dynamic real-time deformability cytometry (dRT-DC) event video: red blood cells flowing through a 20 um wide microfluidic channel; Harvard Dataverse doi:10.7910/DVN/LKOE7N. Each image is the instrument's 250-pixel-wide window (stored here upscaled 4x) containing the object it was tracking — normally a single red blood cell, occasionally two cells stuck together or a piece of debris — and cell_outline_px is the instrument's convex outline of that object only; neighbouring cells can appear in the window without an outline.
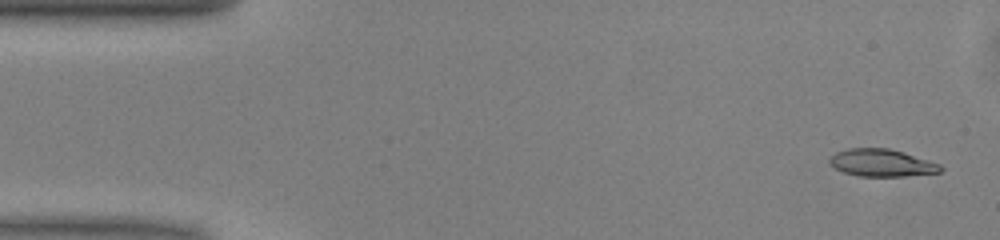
{"species": "common noctule bat (a hibernating species)", "species_latin": "Nyctalus noctula", "temperature_condition": "warm", "stored_images_in_passage": 50, "camera_frame_rate_fps": 3000, "um_per_image_px": 0.085, "animal": {"sex": "male", "body_mass_g": 13.0, "forearm_length_mm": 53.1}, "frame": {"image": 1, "passage_image": 2, "time_ms": 0.333, "image_size_px": [1000, 240], "cell_outline_px": [[944, 168], [940, 172], [904, 176], [860, 176], [844, 172], [828, 164], [828, 160], [836, 152], [848, 148], [888, 148], [904, 152], [940, 164]], "centroid_in_image_um": [74.94, 13.84], "position_along_channel_um": 10.1, "area_um2": 17.63}}
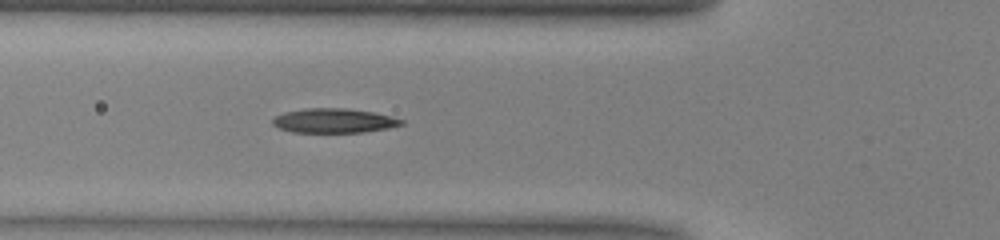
{"frame": {"image": 2, "passage_image": 17, "time_ms": 5.333, "image_size_px": [1000, 240], "cell_outline_px": [[404, 124], [388, 128], [364, 132], [292, 132], [280, 128], [272, 124], [272, 120], [276, 116], [284, 112], [304, 108], [344, 108], [372, 112], [392, 116], [404, 120]], "centroid_in_image_um": [28.39, 10.25], "position_along_channel_um": 97.4, "area_um2": 18.26}}
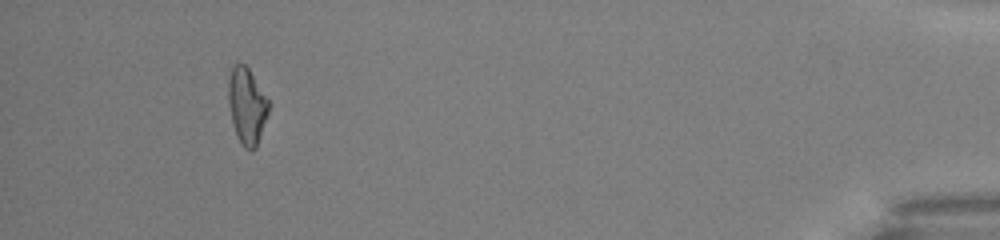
{"frame": {"image": 3, "passage_image": 46, "time_ms": 15.0, "image_size_px": [1000, 240], "cell_outline_px": [[268, 112], [256, 148], [252, 152], [244, 148], [236, 132], [232, 120], [228, 104], [228, 80], [232, 68], [236, 64], [244, 64], [248, 68], [268, 100]], "centroid_in_image_um": [20.97, 9.02], "position_along_channel_um": 414.2, "area_um2": 17.46}, "authors_computed_cell_mechanics": {"area_um2": 18.0047, "velocity_mm_per_s": 4.067, "shape_relaxation_time_tau1_ms": 6.0154, "shape_relaxation_time_tau2_ms": null, "deformation_change_tau1": 0.1874, "deformation_change_tau2": null}}